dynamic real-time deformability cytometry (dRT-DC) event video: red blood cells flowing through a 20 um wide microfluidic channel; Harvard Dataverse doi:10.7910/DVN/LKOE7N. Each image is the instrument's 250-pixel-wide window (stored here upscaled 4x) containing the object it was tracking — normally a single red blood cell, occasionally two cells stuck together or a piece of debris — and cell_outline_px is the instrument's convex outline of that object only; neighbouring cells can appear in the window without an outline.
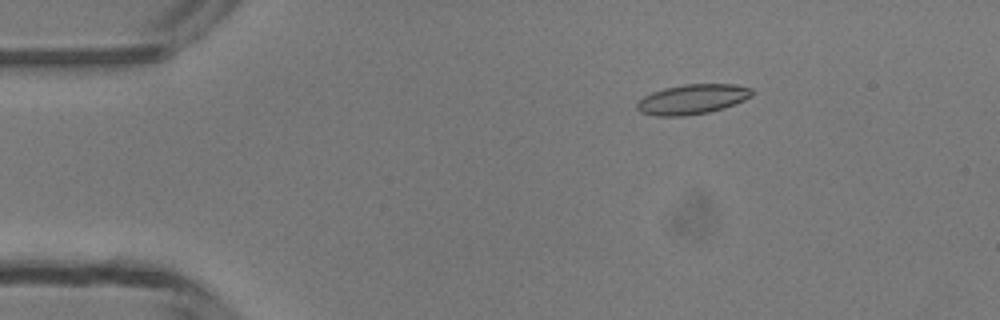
{"species": "common noctule bat (a hibernating species)", "species_latin": "Nyctalus noctula", "temperature_condition": "room temperature", "stored_images_in_passage": 6, "camera_frame_rate_fps": 3000, "um_per_image_px": 0.085, "animal": {"sex": "male", "body_mass_g": 13.3}, "frame": {"image": 1, "passage_image": 3, "time_ms": 2.333, "image_size_px": [1000, 320], "cell_outline_px": [[752, 96], [744, 100], [724, 108], [708, 112], [684, 116], [656, 116], [640, 112], [636, 108], [636, 104], [644, 96], [652, 92], [664, 88], [684, 84], [736, 84], [752, 88]], "centroid_in_image_um": [58.85, 8.43], "position_along_channel_um": 26.2, "area_um2": 20.06}}
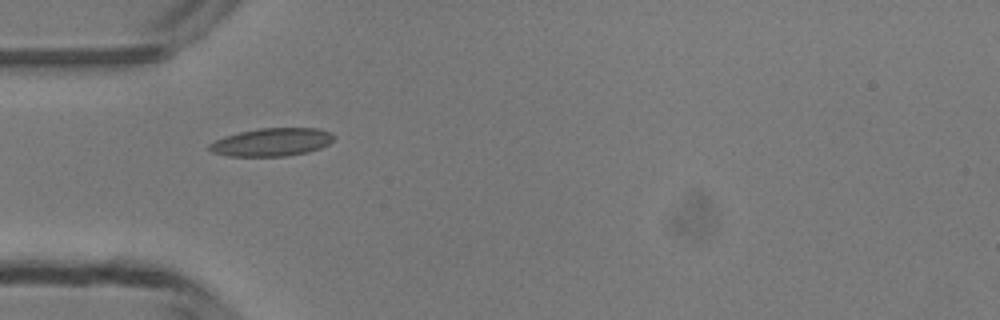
{"frame": {"image": 2, "passage_image": 5, "time_ms": 4.667, "image_size_px": [1000, 320], "cell_outline_px": [[336, 136], [328, 144], [320, 148], [308, 152], [284, 156], [228, 156], [212, 152], [208, 148], [208, 144], [224, 136], [240, 132], [260, 128], [320, 128], [332, 132]], "centroid_in_image_um": [23.12, 12.07], "position_along_channel_um": 61.9, "area_um2": 20.4}}
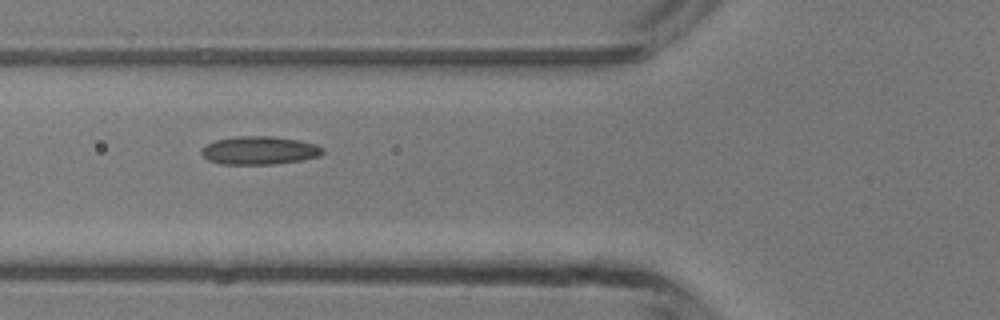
{"frame": {"image": 3, "passage_image": 6, "time_ms": 5.667, "image_size_px": [1000, 320], "cell_outline_px": [[324, 152], [320, 156], [300, 160], [272, 164], [220, 164], [208, 160], [200, 152], [208, 144], [216, 140], [240, 136], [272, 136], [300, 140], [316, 144], [324, 148]], "centroid_in_image_um": [22.09, 12.78], "position_along_channel_um": 103.7, "area_um2": 19.83}}